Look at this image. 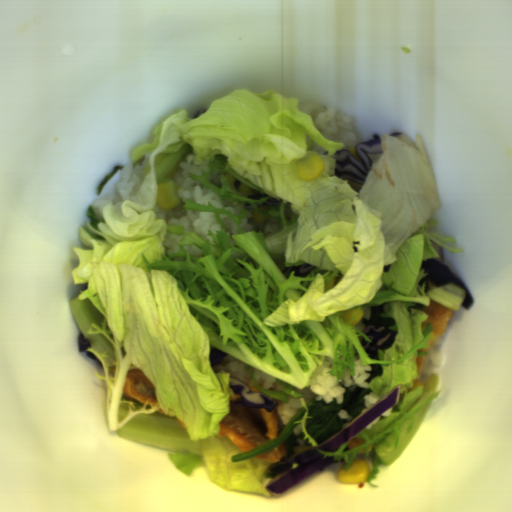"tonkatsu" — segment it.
<instances>
[{
	"mask_svg": "<svg viewBox=\"0 0 512 512\" xmlns=\"http://www.w3.org/2000/svg\"><path fill=\"white\" fill-rule=\"evenodd\" d=\"M122 393L127 398L153 408L157 404L155 386L139 367L127 370Z\"/></svg>",
	"mask_w": 512,
	"mask_h": 512,
	"instance_id": "3a3dc1c2",
	"label": "tonkatsu"
},
{
	"mask_svg": "<svg viewBox=\"0 0 512 512\" xmlns=\"http://www.w3.org/2000/svg\"><path fill=\"white\" fill-rule=\"evenodd\" d=\"M157 411H158L159 413H161V414H164V415H165V413H164V411H163L162 407H161L160 409H158Z\"/></svg>",
	"mask_w": 512,
	"mask_h": 512,
	"instance_id": "8691e20e",
	"label": "tonkatsu"
},
{
	"mask_svg": "<svg viewBox=\"0 0 512 512\" xmlns=\"http://www.w3.org/2000/svg\"><path fill=\"white\" fill-rule=\"evenodd\" d=\"M176 420L180 423L181 427H184V428H185V424H184V423H183V422H182L178 417H177V419H176Z\"/></svg>",
	"mask_w": 512,
	"mask_h": 512,
	"instance_id": "4b7f1978",
	"label": "tonkatsu"
},
{
	"mask_svg": "<svg viewBox=\"0 0 512 512\" xmlns=\"http://www.w3.org/2000/svg\"><path fill=\"white\" fill-rule=\"evenodd\" d=\"M242 401L233 391L229 411L221 421L217 437H227L238 450H249L278 437L279 426L276 408L267 412L264 408H246L235 405Z\"/></svg>",
	"mask_w": 512,
	"mask_h": 512,
	"instance_id": "d4beea91",
	"label": "tonkatsu"
},
{
	"mask_svg": "<svg viewBox=\"0 0 512 512\" xmlns=\"http://www.w3.org/2000/svg\"><path fill=\"white\" fill-rule=\"evenodd\" d=\"M252 459L268 460L272 463H280L287 459V444L285 440L274 448L263 452Z\"/></svg>",
	"mask_w": 512,
	"mask_h": 512,
	"instance_id": "08166bc2",
	"label": "tonkatsu"
}]
</instances>
